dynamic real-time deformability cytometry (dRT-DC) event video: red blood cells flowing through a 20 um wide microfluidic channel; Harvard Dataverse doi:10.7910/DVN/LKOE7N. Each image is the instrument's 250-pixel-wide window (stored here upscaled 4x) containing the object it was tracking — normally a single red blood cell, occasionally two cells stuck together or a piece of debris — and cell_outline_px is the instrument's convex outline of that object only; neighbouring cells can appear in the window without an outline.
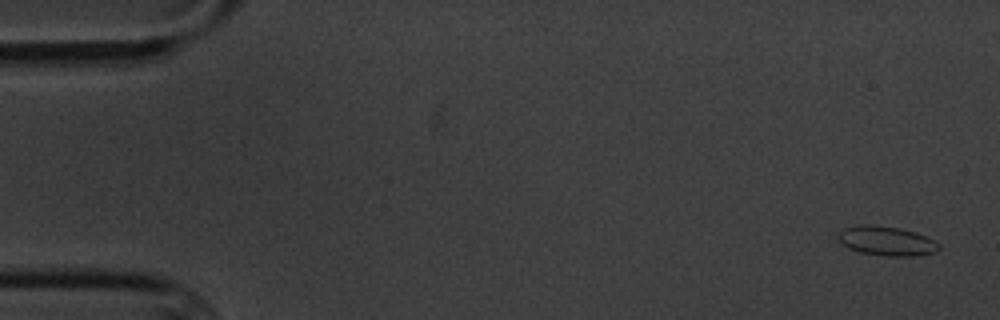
{"species": "common noctule bat (a hibernating species)", "species_latin": "Nyctalus noctula", "temperature_condition": "cold", "stored_images_in_passage": 5, "camera_frame_rate_fps": 3000, "um_per_image_px": 0.085, "animal": {"sex": "male", "body_mass_g": 20.1, "forearm_length_mm": 53.5}, "frame": {"image": 1, "passage_image": 1, "time_ms": 0.0, "image_size_px": [1000, 320], "cell_outline_px": [[940, 248], [936, 252], [912, 256], [888, 256], [860, 252], [848, 248], [840, 240], [840, 232], [844, 228], [860, 224], [872, 224], [900, 228], [916, 232], [940, 244]], "centroid_in_image_um": [75.38, 20.47], "position_along_channel_um": 9.6, "area_um2": 17.05}}